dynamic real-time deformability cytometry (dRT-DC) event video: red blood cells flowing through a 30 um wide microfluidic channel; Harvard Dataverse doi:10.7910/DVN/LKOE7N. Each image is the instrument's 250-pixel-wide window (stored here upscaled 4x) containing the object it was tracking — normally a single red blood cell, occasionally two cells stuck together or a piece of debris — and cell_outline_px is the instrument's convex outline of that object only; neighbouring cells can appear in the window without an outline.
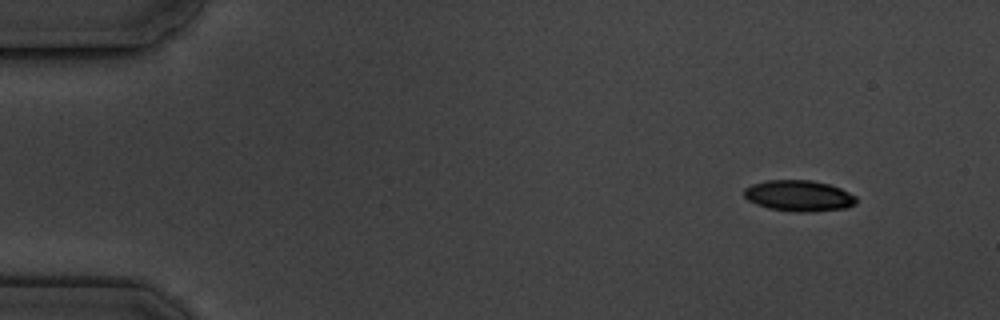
{"species": "common noctule bat (a hibernating species)", "species_latin": "Nyctalus noctula", "temperature_condition": "cold", "stored_images_in_passage": 5, "camera_frame_rate_fps": 3000, "um_per_image_px": 0.085, "animal": {"sex": "male", "body_mass_g": 19.5, "forearm_length_mm": 54.6}, "frame": {"image": 1, "passage_image": 1, "time_ms": 0.0, "image_size_px": [1000, 320], "cell_outline_px": [[856, 204], [844, 208], [812, 212], [792, 212], [768, 208], [756, 204], [748, 200], [744, 196], [744, 188], [752, 184], [768, 180], [812, 180], [828, 184], [840, 188], [856, 196]], "centroid_in_image_um": [67.89, 16.64], "position_along_channel_um": 17.1, "area_um2": 20.35}}
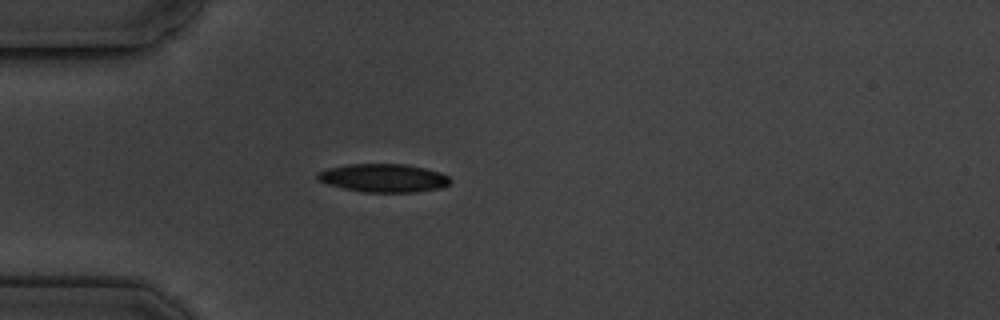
{"frame": {"image": 2, "passage_image": 4, "time_ms": 3.667, "image_size_px": [1000, 320], "cell_outline_px": [[452, 180], [448, 184], [440, 188], [416, 192], [364, 192], [344, 188], [328, 184], [320, 180], [316, 176], [316, 172], [328, 168], [348, 164], [404, 164], [424, 168], [440, 172], [448, 176]], "centroid_in_image_um": [32.6, 15.12], "position_along_channel_um": 52.4, "area_um2": 21.79}}